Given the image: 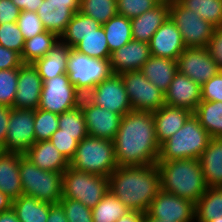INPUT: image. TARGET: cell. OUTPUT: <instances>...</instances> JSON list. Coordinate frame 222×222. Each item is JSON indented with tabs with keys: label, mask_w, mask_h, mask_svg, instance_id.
I'll return each mask as SVG.
<instances>
[{
	"label": "cell",
	"mask_w": 222,
	"mask_h": 222,
	"mask_svg": "<svg viewBox=\"0 0 222 222\" xmlns=\"http://www.w3.org/2000/svg\"><path fill=\"white\" fill-rule=\"evenodd\" d=\"M113 143L118 166L156 164L160 144L156 138L153 112L131 110L123 115Z\"/></svg>",
	"instance_id": "1"
},
{
	"label": "cell",
	"mask_w": 222,
	"mask_h": 222,
	"mask_svg": "<svg viewBox=\"0 0 222 222\" xmlns=\"http://www.w3.org/2000/svg\"><path fill=\"white\" fill-rule=\"evenodd\" d=\"M109 191L128 209L146 213L161 190L157 164L118 166L109 176Z\"/></svg>",
	"instance_id": "2"
},
{
	"label": "cell",
	"mask_w": 222,
	"mask_h": 222,
	"mask_svg": "<svg viewBox=\"0 0 222 222\" xmlns=\"http://www.w3.org/2000/svg\"><path fill=\"white\" fill-rule=\"evenodd\" d=\"M156 164L163 191L196 203L208 188L198 159L157 161Z\"/></svg>",
	"instance_id": "3"
},
{
	"label": "cell",
	"mask_w": 222,
	"mask_h": 222,
	"mask_svg": "<svg viewBox=\"0 0 222 222\" xmlns=\"http://www.w3.org/2000/svg\"><path fill=\"white\" fill-rule=\"evenodd\" d=\"M211 136L192 114L183 127L160 145L157 161L199 159Z\"/></svg>",
	"instance_id": "4"
},
{
	"label": "cell",
	"mask_w": 222,
	"mask_h": 222,
	"mask_svg": "<svg viewBox=\"0 0 222 222\" xmlns=\"http://www.w3.org/2000/svg\"><path fill=\"white\" fill-rule=\"evenodd\" d=\"M69 166L78 171L108 177L118 167L113 141L86 136L78 143Z\"/></svg>",
	"instance_id": "5"
},
{
	"label": "cell",
	"mask_w": 222,
	"mask_h": 222,
	"mask_svg": "<svg viewBox=\"0 0 222 222\" xmlns=\"http://www.w3.org/2000/svg\"><path fill=\"white\" fill-rule=\"evenodd\" d=\"M19 174L24 195L51 204L59 203L63 173L44 171L19 153Z\"/></svg>",
	"instance_id": "6"
},
{
	"label": "cell",
	"mask_w": 222,
	"mask_h": 222,
	"mask_svg": "<svg viewBox=\"0 0 222 222\" xmlns=\"http://www.w3.org/2000/svg\"><path fill=\"white\" fill-rule=\"evenodd\" d=\"M109 191L108 177L68 167L62 177V198L80 201L93 209Z\"/></svg>",
	"instance_id": "7"
},
{
	"label": "cell",
	"mask_w": 222,
	"mask_h": 222,
	"mask_svg": "<svg viewBox=\"0 0 222 222\" xmlns=\"http://www.w3.org/2000/svg\"><path fill=\"white\" fill-rule=\"evenodd\" d=\"M169 17L181 32L186 48H206L215 26L203 20L195 11L183 7L177 0L170 2Z\"/></svg>",
	"instance_id": "8"
},
{
	"label": "cell",
	"mask_w": 222,
	"mask_h": 222,
	"mask_svg": "<svg viewBox=\"0 0 222 222\" xmlns=\"http://www.w3.org/2000/svg\"><path fill=\"white\" fill-rule=\"evenodd\" d=\"M112 73L109 59L91 58L74 48L70 49L66 74L75 87H95Z\"/></svg>",
	"instance_id": "9"
},
{
	"label": "cell",
	"mask_w": 222,
	"mask_h": 222,
	"mask_svg": "<svg viewBox=\"0 0 222 222\" xmlns=\"http://www.w3.org/2000/svg\"><path fill=\"white\" fill-rule=\"evenodd\" d=\"M132 110L155 112L165 104V93L150 82L140 70L121 73Z\"/></svg>",
	"instance_id": "10"
},
{
	"label": "cell",
	"mask_w": 222,
	"mask_h": 222,
	"mask_svg": "<svg viewBox=\"0 0 222 222\" xmlns=\"http://www.w3.org/2000/svg\"><path fill=\"white\" fill-rule=\"evenodd\" d=\"M35 142L34 110L12 108L3 151L23 154Z\"/></svg>",
	"instance_id": "11"
},
{
	"label": "cell",
	"mask_w": 222,
	"mask_h": 222,
	"mask_svg": "<svg viewBox=\"0 0 222 222\" xmlns=\"http://www.w3.org/2000/svg\"><path fill=\"white\" fill-rule=\"evenodd\" d=\"M146 213L169 222H195V203L161 189Z\"/></svg>",
	"instance_id": "12"
},
{
	"label": "cell",
	"mask_w": 222,
	"mask_h": 222,
	"mask_svg": "<svg viewBox=\"0 0 222 222\" xmlns=\"http://www.w3.org/2000/svg\"><path fill=\"white\" fill-rule=\"evenodd\" d=\"M42 91L38 108L57 115L74 109L73 97L75 86L71 84L68 75L62 74L51 79H42Z\"/></svg>",
	"instance_id": "13"
},
{
	"label": "cell",
	"mask_w": 222,
	"mask_h": 222,
	"mask_svg": "<svg viewBox=\"0 0 222 222\" xmlns=\"http://www.w3.org/2000/svg\"><path fill=\"white\" fill-rule=\"evenodd\" d=\"M177 65L180 74L201 87L221 70L206 48H185L177 59Z\"/></svg>",
	"instance_id": "14"
},
{
	"label": "cell",
	"mask_w": 222,
	"mask_h": 222,
	"mask_svg": "<svg viewBox=\"0 0 222 222\" xmlns=\"http://www.w3.org/2000/svg\"><path fill=\"white\" fill-rule=\"evenodd\" d=\"M80 9V0H44L37 15L45 29L59 38L66 30L72 16Z\"/></svg>",
	"instance_id": "15"
},
{
	"label": "cell",
	"mask_w": 222,
	"mask_h": 222,
	"mask_svg": "<svg viewBox=\"0 0 222 222\" xmlns=\"http://www.w3.org/2000/svg\"><path fill=\"white\" fill-rule=\"evenodd\" d=\"M95 89V105L122 116L132 110L121 74L112 73L107 79L96 85Z\"/></svg>",
	"instance_id": "16"
},
{
	"label": "cell",
	"mask_w": 222,
	"mask_h": 222,
	"mask_svg": "<svg viewBox=\"0 0 222 222\" xmlns=\"http://www.w3.org/2000/svg\"><path fill=\"white\" fill-rule=\"evenodd\" d=\"M42 78L33 64L18 68V84L12 108L36 110L40 103Z\"/></svg>",
	"instance_id": "17"
},
{
	"label": "cell",
	"mask_w": 222,
	"mask_h": 222,
	"mask_svg": "<svg viewBox=\"0 0 222 222\" xmlns=\"http://www.w3.org/2000/svg\"><path fill=\"white\" fill-rule=\"evenodd\" d=\"M149 47L151 55L177 60L185 50L181 32L169 17L152 36Z\"/></svg>",
	"instance_id": "18"
},
{
	"label": "cell",
	"mask_w": 222,
	"mask_h": 222,
	"mask_svg": "<svg viewBox=\"0 0 222 222\" xmlns=\"http://www.w3.org/2000/svg\"><path fill=\"white\" fill-rule=\"evenodd\" d=\"M150 57L149 44L132 39L126 45L111 53L110 67L114 74L141 70Z\"/></svg>",
	"instance_id": "19"
},
{
	"label": "cell",
	"mask_w": 222,
	"mask_h": 222,
	"mask_svg": "<svg viewBox=\"0 0 222 222\" xmlns=\"http://www.w3.org/2000/svg\"><path fill=\"white\" fill-rule=\"evenodd\" d=\"M201 101V86L179 72L165 92L166 105L185 108L192 113Z\"/></svg>",
	"instance_id": "20"
},
{
	"label": "cell",
	"mask_w": 222,
	"mask_h": 222,
	"mask_svg": "<svg viewBox=\"0 0 222 222\" xmlns=\"http://www.w3.org/2000/svg\"><path fill=\"white\" fill-rule=\"evenodd\" d=\"M88 136L113 141L120 127L122 115L94 105L83 112Z\"/></svg>",
	"instance_id": "21"
},
{
	"label": "cell",
	"mask_w": 222,
	"mask_h": 222,
	"mask_svg": "<svg viewBox=\"0 0 222 222\" xmlns=\"http://www.w3.org/2000/svg\"><path fill=\"white\" fill-rule=\"evenodd\" d=\"M170 2H159L151 10L131 19L133 40L148 43L156 30L169 18Z\"/></svg>",
	"instance_id": "22"
},
{
	"label": "cell",
	"mask_w": 222,
	"mask_h": 222,
	"mask_svg": "<svg viewBox=\"0 0 222 222\" xmlns=\"http://www.w3.org/2000/svg\"><path fill=\"white\" fill-rule=\"evenodd\" d=\"M23 156L44 171L63 173L69 162L50 140L35 142Z\"/></svg>",
	"instance_id": "23"
},
{
	"label": "cell",
	"mask_w": 222,
	"mask_h": 222,
	"mask_svg": "<svg viewBox=\"0 0 222 222\" xmlns=\"http://www.w3.org/2000/svg\"><path fill=\"white\" fill-rule=\"evenodd\" d=\"M192 114L188 109L166 104L153 112L156 138L159 144L161 145L181 129Z\"/></svg>",
	"instance_id": "24"
},
{
	"label": "cell",
	"mask_w": 222,
	"mask_h": 222,
	"mask_svg": "<svg viewBox=\"0 0 222 222\" xmlns=\"http://www.w3.org/2000/svg\"><path fill=\"white\" fill-rule=\"evenodd\" d=\"M0 191L12 200L23 194L18 152L3 151L0 154Z\"/></svg>",
	"instance_id": "25"
},
{
	"label": "cell",
	"mask_w": 222,
	"mask_h": 222,
	"mask_svg": "<svg viewBox=\"0 0 222 222\" xmlns=\"http://www.w3.org/2000/svg\"><path fill=\"white\" fill-rule=\"evenodd\" d=\"M198 160L206 185L222 187V137H211L208 146Z\"/></svg>",
	"instance_id": "26"
},
{
	"label": "cell",
	"mask_w": 222,
	"mask_h": 222,
	"mask_svg": "<svg viewBox=\"0 0 222 222\" xmlns=\"http://www.w3.org/2000/svg\"><path fill=\"white\" fill-rule=\"evenodd\" d=\"M140 71L159 90L165 93L174 76L178 73L177 60L151 55Z\"/></svg>",
	"instance_id": "27"
},
{
	"label": "cell",
	"mask_w": 222,
	"mask_h": 222,
	"mask_svg": "<svg viewBox=\"0 0 222 222\" xmlns=\"http://www.w3.org/2000/svg\"><path fill=\"white\" fill-rule=\"evenodd\" d=\"M70 47L60 40L47 53L46 56L36 60L33 66L42 79H51L67 72V62Z\"/></svg>",
	"instance_id": "28"
},
{
	"label": "cell",
	"mask_w": 222,
	"mask_h": 222,
	"mask_svg": "<svg viewBox=\"0 0 222 222\" xmlns=\"http://www.w3.org/2000/svg\"><path fill=\"white\" fill-rule=\"evenodd\" d=\"M51 205L24 194L12 201V208L20 222H47Z\"/></svg>",
	"instance_id": "29"
},
{
	"label": "cell",
	"mask_w": 222,
	"mask_h": 222,
	"mask_svg": "<svg viewBox=\"0 0 222 222\" xmlns=\"http://www.w3.org/2000/svg\"><path fill=\"white\" fill-rule=\"evenodd\" d=\"M101 26L102 25L95 19L78 11L67 24L66 30L60 36V41L67 44L70 48H74L83 40V37L94 33L95 30H98Z\"/></svg>",
	"instance_id": "30"
},
{
	"label": "cell",
	"mask_w": 222,
	"mask_h": 222,
	"mask_svg": "<svg viewBox=\"0 0 222 222\" xmlns=\"http://www.w3.org/2000/svg\"><path fill=\"white\" fill-rule=\"evenodd\" d=\"M193 115L211 137H222V101L202 100Z\"/></svg>",
	"instance_id": "31"
},
{
	"label": "cell",
	"mask_w": 222,
	"mask_h": 222,
	"mask_svg": "<svg viewBox=\"0 0 222 222\" xmlns=\"http://www.w3.org/2000/svg\"><path fill=\"white\" fill-rule=\"evenodd\" d=\"M110 54L133 39L131 20L117 14L102 25Z\"/></svg>",
	"instance_id": "32"
},
{
	"label": "cell",
	"mask_w": 222,
	"mask_h": 222,
	"mask_svg": "<svg viewBox=\"0 0 222 222\" xmlns=\"http://www.w3.org/2000/svg\"><path fill=\"white\" fill-rule=\"evenodd\" d=\"M222 217V187H208L195 203V222Z\"/></svg>",
	"instance_id": "33"
},
{
	"label": "cell",
	"mask_w": 222,
	"mask_h": 222,
	"mask_svg": "<svg viewBox=\"0 0 222 222\" xmlns=\"http://www.w3.org/2000/svg\"><path fill=\"white\" fill-rule=\"evenodd\" d=\"M60 38L52 32L44 31L25 40L21 59L24 64H33L36 60L46 56Z\"/></svg>",
	"instance_id": "34"
},
{
	"label": "cell",
	"mask_w": 222,
	"mask_h": 222,
	"mask_svg": "<svg viewBox=\"0 0 222 222\" xmlns=\"http://www.w3.org/2000/svg\"><path fill=\"white\" fill-rule=\"evenodd\" d=\"M129 211L130 209L108 191L102 200L92 209L93 222H116Z\"/></svg>",
	"instance_id": "35"
},
{
	"label": "cell",
	"mask_w": 222,
	"mask_h": 222,
	"mask_svg": "<svg viewBox=\"0 0 222 222\" xmlns=\"http://www.w3.org/2000/svg\"><path fill=\"white\" fill-rule=\"evenodd\" d=\"M74 49L91 58L110 60L111 56L102 26L98 30H95L94 33L83 37V40H81Z\"/></svg>",
	"instance_id": "36"
},
{
	"label": "cell",
	"mask_w": 222,
	"mask_h": 222,
	"mask_svg": "<svg viewBox=\"0 0 222 222\" xmlns=\"http://www.w3.org/2000/svg\"><path fill=\"white\" fill-rule=\"evenodd\" d=\"M215 27L222 26V0H177Z\"/></svg>",
	"instance_id": "37"
},
{
	"label": "cell",
	"mask_w": 222,
	"mask_h": 222,
	"mask_svg": "<svg viewBox=\"0 0 222 222\" xmlns=\"http://www.w3.org/2000/svg\"><path fill=\"white\" fill-rule=\"evenodd\" d=\"M79 12L95 19L101 25L116 16V0H80Z\"/></svg>",
	"instance_id": "38"
},
{
	"label": "cell",
	"mask_w": 222,
	"mask_h": 222,
	"mask_svg": "<svg viewBox=\"0 0 222 222\" xmlns=\"http://www.w3.org/2000/svg\"><path fill=\"white\" fill-rule=\"evenodd\" d=\"M59 115L37 108L34 110V132L36 142L49 140L51 135L59 129Z\"/></svg>",
	"instance_id": "39"
},
{
	"label": "cell",
	"mask_w": 222,
	"mask_h": 222,
	"mask_svg": "<svg viewBox=\"0 0 222 222\" xmlns=\"http://www.w3.org/2000/svg\"><path fill=\"white\" fill-rule=\"evenodd\" d=\"M58 126L60 133L88 135L84 114L78 109H71L60 114Z\"/></svg>",
	"instance_id": "40"
},
{
	"label": "cell",
	"mask_w": 222,
	"mask_h": 222,
	"mask_svg": "<svg viewBox=\"0 0 222 222\" xmlns=\"http://www.w3.org/2000/svg\"><path fill=\"white\" fill-rule=\"evenodd\" d=\"M18 84V68L0 70V105L13 107Z\"/></svg>",
	"instance_id": "41"
},
{
	"label": "cell",
	"mask_w": 222,
	"mask_h": 222,
	"mask_svg": "<svg viewBox=\"0 0 222 222\" xmlns=\"http://www.w3.org/2000/svg\"><path fill=\"white\" fill-rule=\"evenodd\" d=\"M88 135H71L56 130L49 139L55 148L70 162L75 154L78 143Z\"/></svg>",
	"instance_id": "42"
},
{
	"label": "cell",
	"mask_w": 222,
	"mask_h": 222,
	"mask_svg": "<svg viewBox=\"0 0 222 222\" xmlns=\"http://www.w3.org/2000/svg\"><path fill=\"white\" fill-rule=\"evenodd\" d=\"M25 39L15 23H4L0 25V45L3 47L18 52L20 55L24 48Z\"/></svg>",
	"instance_id": "43"
},
{
	"label": "cell",
	"mask_w": 222,
	"mask_h": 222,
	"mask_svg": "<svg viewBox=\"0 0 222 222\" xmlns=\"http://www.w3.org/2000/svg\"><path fill=\"white\" fill-rule=\"evenodd\" d=\"M59 203L65 211L68 222H93L92 209L80 201L61 198Z\"/></svg>",
	"instance_id": "44"
},
{
	"label": "cell",
	"mask_w": 222,
	"mask_h": 222,
	"mask_svg": "<svg viewBox=\"0 0 222 222\" xmlns=\"http://www.w3.org/2000/svg\"><path fill=\"white\" fill-rule=\"evenodd\" d=\"M116 2L117 13L130 20L151 10L159 3L158 0H116Z\"/></svg>",
	"instance_id": "45"
},
{
	"label": "cell",
	"mask_w": 222,
	"mask_h": 222,
	"mask_svg": "<svg viewBox=\"0 0 222 222\" xmlns=\"http://www.w3.org/2000/svg\"><path fill=\"white\" fill-rule=\"evenodd\" d=\"M17 25L25 40L46 31L37 12L21 11L17 19Z\"/></svg>",
	"instance_id": "46"
},
{
	"label": "cell",
	"mask_w": 222,
	"mask_h": 222,
	"mask_svg": "<svg viewBox=\"0 0 222 222\" xmlns=\"http://www.w3.org/2000/svg\"><path fill=\"white\" fill-rule=\"evenodd\" d=\"M96 89L93 86L75 87L73 107L81 112L95 105Z\"/></svg>",
	"instance_id": "47"
},
{
	"label": "cell",
	"mask_w": 222,
	"mask_h": 222,
	"mask_svg": "<svg viewBox=\"0 0 222 222\" xmlns=\"http://www.w3.org/2000/svg\"><path fill=\"white\" fill-rule=\"evenodd\" d=\"M201 100L222 101V70L201 87Z\"/></svg>",
	"instance_id": "48"
},
{
	"label": "cell",
	"mask_w": 222,
	"mask_h": 222,
	"mask_svg": "<svg viewBox=\"0 0 222 222\" xmlns=\"http://www.w3.org/2000/svg\"><path fill=\"white\" fill-rule=\"evenodd\" d=\"M206 49L209 55L215 60L218 67L222 70V26L215 28Z\"/></svg>",
	"instance_id": "49"
},
{
	"label": "cell",
	"mask_w": 222,
	"mask_h": 222,
	"mask_svg": "<svg viewBox=\"0 0 222 222\" xmlns=\"http://www.w3.org/2000/svg\"><path fill=\"white\" fill-rule=\"evenodd\" d=\"M23 64L18 52L0 45V70L20 68Z\"/></svg>",
	"instance_id": "50"
},
{
	"label": "cell",
	"mask_w": 222,
	"mask_h": 222,
	"mask_svg": "<svg viewBox=\"0 0 222 222\" xmlns=\"http://www.w3.org/2000/svg\"><path fill=\"white\" fill-rule=\"evenodd\" d=\"M21 10L11 0H0V25L15 23Z\"/></svg>",
	"instance_id": "51"
},
{
	"label": "cell",
	"mask_w": 222,
	"mask_h": 222,
	"mask_svg": "<svg viewBox=\"0 0 222 222\" xmlns=\"http://www.w3.org/2000/svg\"><path fill=\"white\" fill-rule=\"evenodd\" d=\"M12 107L0 105V145L3 147L7 135Z\"/></svg>",
	"instance_id": "52"
},
{
	"label": "cell",
	"mask_w": 222,
	"mask_h": 222,
	"mask_svg": "<svg viewBox=\"0 0 222 222\" xmlns=\"http://www.w3.org/2000/svg\"><path fill=\"white\" fill-rule=\"evenodd\" d=\"M47 222H68L65 211L60 203L51 205Z\"/></svg>",
	"instance_id": "53"
},
{
	"label": "cell",
	"mask_w": 222,
	"mask_h": 222,
	"mask_svg": "<svg viewBox=\"0 0 222 222\" xmlns=\"http://www.w3.org/2000/svg\"><path fill=\"white\" fill-rule=\"evenodd\" d=\"M21 11L37 12L44 0H11Z\"/></svg>",
	"instance_id": "54"
},
{
	"label": "cell",
	"mask_w": 222,
	"mask_h": 222,
	"mask_svg": "<svg viewBox=\"0 0 222 222\" xmlns=\"http://www.w3.org/2000/svg\"><path fill=\"white\" fill-rule=\"evenodd\" d=\"M144 213L140 211L130 210L116 222H143Z\"/></svg>",
	"instance_id": "55"
},
{
	"label": "cell",
	"mask_w": 222,
	"mask_h": 222,
	"mask_svg": "<svg viewBox=\"0 0 222 222\" xmlns=\"http://www.w3.org/2000/svg\"><path fill=\"white\" fill-rule=\"evenodd\" d=\"M0 222H20L17 218L16 212L11 207L8 210L2 211L0 213Z\"/></svg>",
	"instance_id": "56"
},
{
	"label": "cell",
	"mask_w": 222,
	"mask_h": 222,
	"mask_svg": "<svg viewBox=\"0 0 222 222\" xmlns=\"http://www.w3.org/2000/svg\"><path fill=\"white\" fill-rule=\"evenodd\" d=\"M12 199L0 191V213L12 207Z\"/></svg>",
	"instance_id": "57"
},
{
	"label": "cell",
	"mask_w": 222,
	"mask_h": 222,
	"mask_svg": "<svg viewBox=\"0 0 222 222\" xmlns=\"http://www.w3.org/2000/svg\"><path fill=\"white\" fill-rule=\"evenodd\" d=\"M143 222H169V221L160 220L155 217L149 216L147 213H144ZM170 222H174V221H170Z\"/></svg>",
	"instance_id": "58"
},
{
	"label": "cell",
	"mask_w": 222,
	"mask_h": 222,
	"mask_svg": "<svg viewBox=\"0 0 222 222\" xmlns=\"http://www.w3.org/2000/svg\"><path fill=\"white\" fill-rule=\"evenodd\" d=\"M209 222H222V217L210 220Z\"/></svg>",
	"instance_id": "59"
},
{
	"label": "cell",
	"mask_w": 222,
	"mask_h": 222,
	"mask_svg": "<svg viewBox=\"0 0 222 222\" xmlns=\"http://www.w3.org/2000/svg\"><path fill=\"white\" fill-rule=\"evenodd\" d=\"M159 2H171L172 0H158Z\"/></svg>",
	"instance_id": "60"
},
{
	"label": "cell",
	"mask_w": 222,
	"mask_h": 222,
	"mask_svg": "<svg viewBox=\"0 0 222 222\" xmlns=\"http://www.w3.org/2000/svg\"><path fill=\"white\" fill-rule=\"evenodd\" d=\"M3 152L2 146L0 145V154Z\"/></svg>",
	"instance_id": "61"
}]
</instances>
